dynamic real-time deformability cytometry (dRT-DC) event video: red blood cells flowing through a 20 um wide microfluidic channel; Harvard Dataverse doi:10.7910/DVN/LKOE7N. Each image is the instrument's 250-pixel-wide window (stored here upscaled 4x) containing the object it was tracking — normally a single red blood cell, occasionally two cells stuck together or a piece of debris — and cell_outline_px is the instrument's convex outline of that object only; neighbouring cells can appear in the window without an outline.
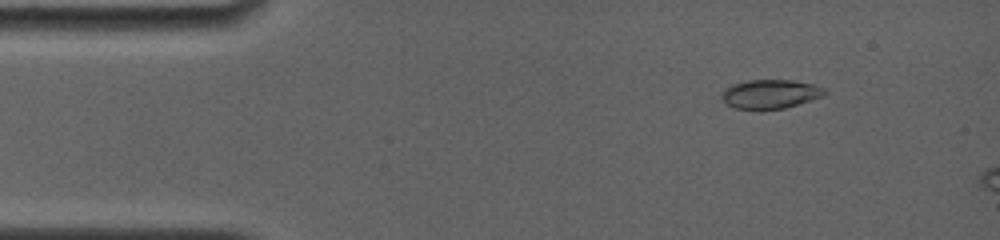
{"species": "common noctule bat (a hibernating species)", "species_latin": "Nyctalus noctula", "temperature_condition": "room temperature", "stored_images_in_passage": 12, "camera_frame_rate_fps": 4000, "um_per_image_px": 0.085, "animal": {"sex": "female", "body_mass_g": 19.0, "forearm_length_mm": 56.7}, "frame": {"image": 1, "passage_image": 6, "time_ms": 1.75, "image_size_px": [1000, 240], "cell_outline_px": [[828, 92], [824, 96], [784, 108], [736, 108], [728, 104], [720, 96], [724, 88], [732, 84], [748, 80], [792, 80], [812, 84], [824, 88]], "centroid_in_image_um": [65.49, 7.97], "position_along_channel_um": 19.5, "area_um2": 17.11}}